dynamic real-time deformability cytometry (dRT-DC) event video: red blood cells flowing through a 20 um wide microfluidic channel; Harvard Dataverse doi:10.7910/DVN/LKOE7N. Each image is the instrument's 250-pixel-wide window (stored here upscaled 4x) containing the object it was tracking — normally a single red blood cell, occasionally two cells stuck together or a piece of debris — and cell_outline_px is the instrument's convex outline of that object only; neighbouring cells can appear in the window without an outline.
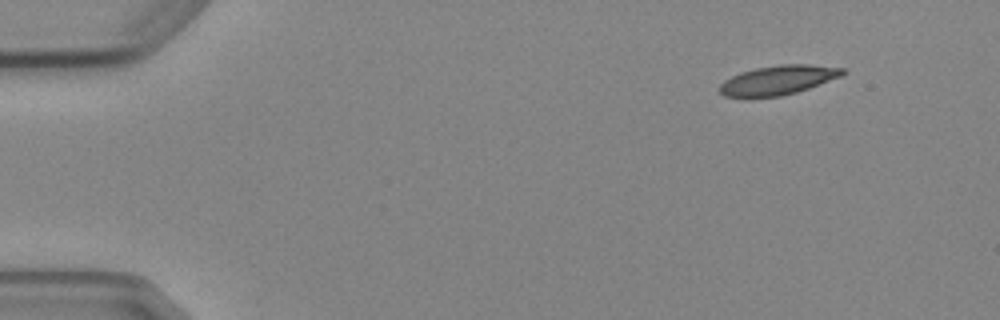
{"species": "Egyptian fruit bat (a non-hibernating species)", "species_latin": "Rousettus aegyptiacus", "temperature_condition": "cold", "stored_images_in_passage": 4, "camera_frame_rate_fps": 3000, "um_per_image_px": 0.085, "animal": {"sex": "female"}, "frame": {"image": 1, "passage_image": 1, "time_ms": 0.0, "image_size_px": [1000, 320], "cell_outline_px": [[848, 72], [840, 76], [808, 88], [796, 92], [780, 96], [748, 100], [724, 96], [720, 92], [720, 84], [724, 80], [740, 72], [756, 68], [780, 64], [812, 64], [844, 68]], "centroid_in_image_um": [66.07, 6.84], "position_along_channel_um": 18.9, "area_um2": 21.5}}
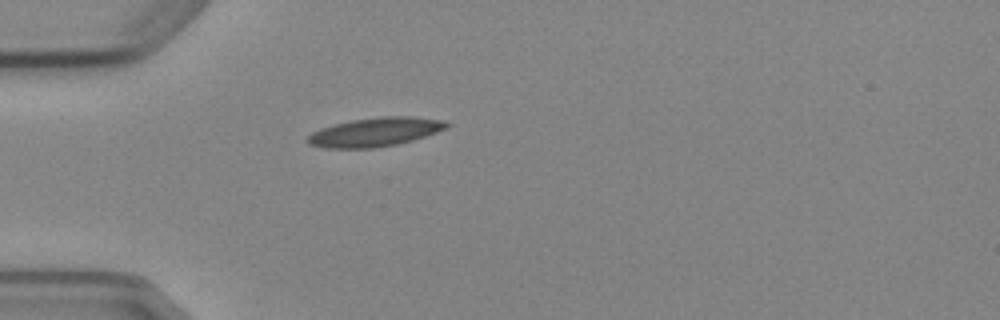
{"frame": {"image": 2, "passage_image": 4, "time_ms": 3.333, "image_size_px": [1000, 320], "cell_outline_px": [[452, 124], [448, 128], [412, 140], [396, 144], [376, 148], [324, 148], [308, 144], [304, 140], [312, 132], [320, 128], [332, 124], [352, 120], [384, 116], [412, 116], [440, 120]], "centroid_in_image_um": [31.84, 11.22], "position_along_channel_um": 53.2, "area_um2": 23.47}}